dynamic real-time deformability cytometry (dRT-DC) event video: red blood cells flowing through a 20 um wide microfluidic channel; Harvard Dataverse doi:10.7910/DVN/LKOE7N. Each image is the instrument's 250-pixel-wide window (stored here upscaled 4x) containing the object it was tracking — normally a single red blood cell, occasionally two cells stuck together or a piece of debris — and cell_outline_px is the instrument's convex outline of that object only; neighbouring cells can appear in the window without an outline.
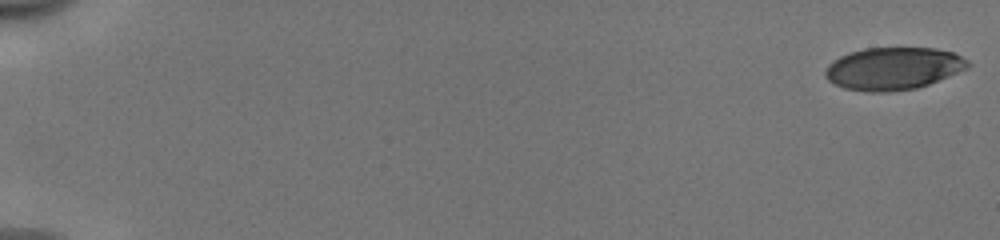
{"species": "human", "species_latin": "Homo sapiens", "temperature_condition": "cold", "stored_images_in_passage": 53, "camera_frame_rate_fps": 3000, "um_per_image_px": 0.085, "donor": {"sex": "male"}, "frame": {"image": 1, "passage_image": 1, "time_ms": 0.0, "image_size_px": [1000, 240], "cell_outline_px": [[972, 64], [968, 68], [928, 84], [916, 88], [888, 92], [868, 92], [844, 88], [828, 80], [824, 76], [824, 72], [828, 64], [832, 60], [840, 56], [864, 48], [936, 48], [952, 52], [968, 60]], "centroid_in_image_um": [75.91, 5.82], "position_along_channel_um": 9.1, "area_um2": 35.26}}
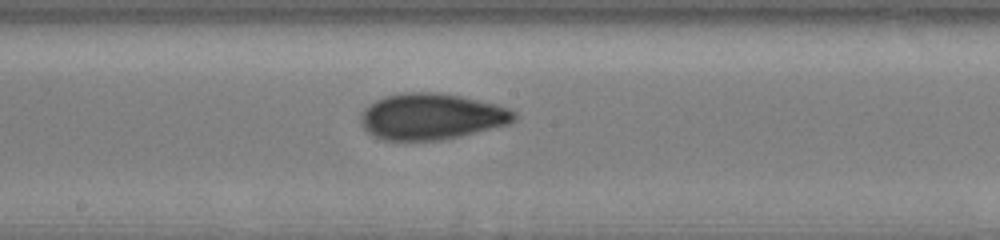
{"frame": {"image": 2, "passage_image": 31, "time_ms": 10.0, "image_size_px": [1000, 240], "cell_outline_px": [[516, 120], [508, 124], [460, 136], [440, 140], [384, 140], [372, 136], [360, 124], [360, 116], [364, 108], [376, 100], [384, 96], [404, 92], [440, 92], [460, 96], [496, 104], [508, 108], [516, 112]], "centroid_in_image_um": [36.65, 9.9], "position_along_channel_um": 211.6, "area_um2": 41.38}}
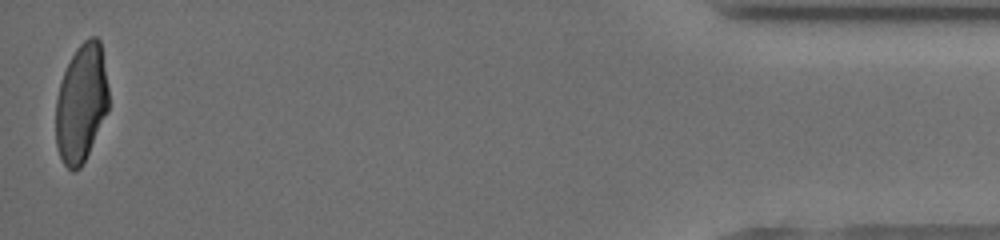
{"frame": {"image": 3, "passage_image": 53, "time_ms": 17.333, "image_size_px": [1000, 240], "cell_outline_px": [[108, 112], [80, 168], [76, 172], [72, 172], [64, 164], [60, 156], [56, 144], [56, 100], [60, 84], [64, 72], [76, 48], [88, 36], [96, 36], [100, 40], [108, 88]], "centroid_in_image_um": [6.91, 8.77], "position_along_channel_um": 428.3, "area_um2": 36.24}, "authors_computed_cell_mechanics": {"area_um2": 38.2058, "velocity_mm_per_s": 3.9806, "shape_relaxation_time_tau1_ms": 4.0848, "shape_relaxation_time_tau2_ms": 1.6989, "deformation_change_tau1": 0.1539, "deformation_change_tau2": 0.0673}}